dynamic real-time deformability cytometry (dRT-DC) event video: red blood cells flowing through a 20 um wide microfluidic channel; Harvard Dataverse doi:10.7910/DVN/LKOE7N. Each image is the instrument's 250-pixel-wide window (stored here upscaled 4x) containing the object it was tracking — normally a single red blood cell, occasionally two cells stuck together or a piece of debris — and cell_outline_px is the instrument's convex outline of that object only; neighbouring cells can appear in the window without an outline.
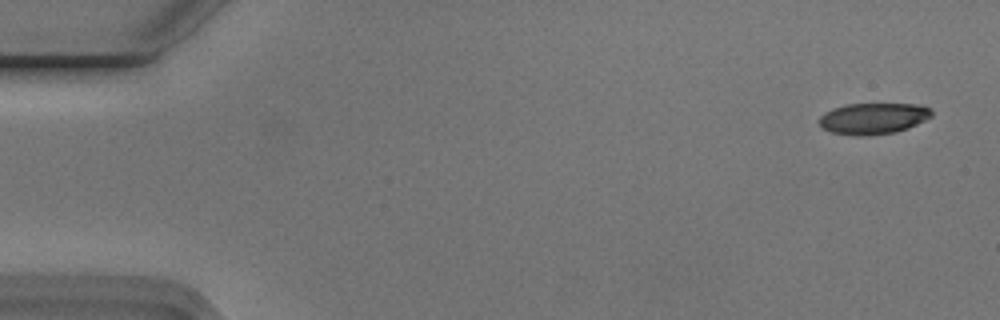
{"species": "Egyptian fruit bat (a non-hibernating species)", "species_latin": "Rousettus aegyptiacus", "temperature_condition": "cold", "stored_images_in_passage": 4, "camera_frame_rate_fps": 3000, "um_per_image_px": 0.085, "animal": {"sex": "male"}, "frame": {"image": 1, "passage_image": 1, "time_ms": 0.0, "image_size_px": [1000, 320], "cell_outline_px": [[932, 116], [908, 128], [896, 132], [868, 136], [856, 136], [832, 132], [824, 128], [816, 120], [824, 112], [832, 108], [848, 104], [920, 104], [932, 108]], "centroid_in_image_um": [74.22, 10.07], "position_along_channel_um": 10.8, "area_um2": 20.63}}
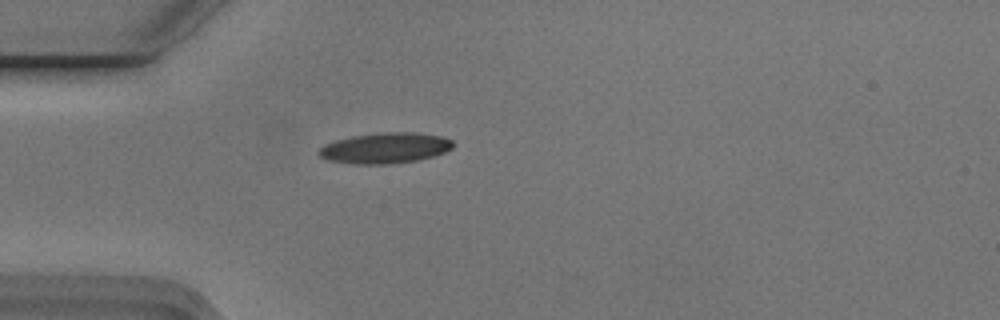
{"frame": {"image": 2, "passage_image": 4, "time_ms": 1.0, "image_size_px": [1000, 320], "cell_outline_px": [[456, 144], [452, 148], [444, 152], [432, 156], [416, 160], [384, 164], [356, 164], [328, 160], [320, 156], [316, 152], [324, 144], [336, 140], [352, 136], [380, 132], [416, 132], [440, 136], [452, 140]], "centroid_in_image_um": [32.73, 12.57], "position_along_channel_um": 52.3, "area_um2": 23.93}}